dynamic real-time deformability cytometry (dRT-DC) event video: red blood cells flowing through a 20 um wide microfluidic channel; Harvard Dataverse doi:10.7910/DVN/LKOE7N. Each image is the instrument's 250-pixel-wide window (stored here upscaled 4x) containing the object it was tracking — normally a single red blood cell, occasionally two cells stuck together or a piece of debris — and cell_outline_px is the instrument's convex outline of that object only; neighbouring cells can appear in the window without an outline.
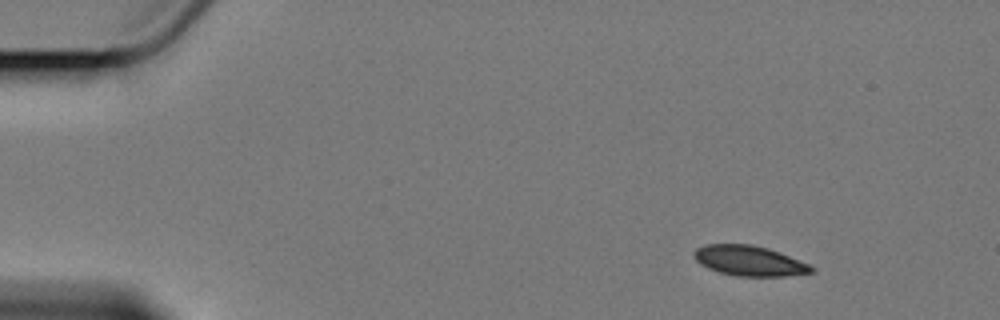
{"species": "Egyptian fruit bat (a non-hibernating species)", "species_latin": "Rousettus aegyptiacus", "temperature_condition": "cold", "stored_images_in_passage": 3, "camera_frame_rate_fps": 3000, "um_per_image_px": 0.085, "animal": {"sex": "female"}, "frame": {"image": 1, "passage_image": 1, "time_ms": 0.0, "image_size_px": [1000, 320], "cell_outline_px": [[816, 268], [812, 272], [784, 276], [736, 276], [720, 272], [708, 268], [700, 264], [696, 260], [692, 252], [696, 248], [704, 244], [752, 244], [768, 248], [780, 252], [808, 264]], "centroid_in_image_um": [63.66, 22.15], "position_along_channel_um": 21.3, "area_um2": 20.63}}